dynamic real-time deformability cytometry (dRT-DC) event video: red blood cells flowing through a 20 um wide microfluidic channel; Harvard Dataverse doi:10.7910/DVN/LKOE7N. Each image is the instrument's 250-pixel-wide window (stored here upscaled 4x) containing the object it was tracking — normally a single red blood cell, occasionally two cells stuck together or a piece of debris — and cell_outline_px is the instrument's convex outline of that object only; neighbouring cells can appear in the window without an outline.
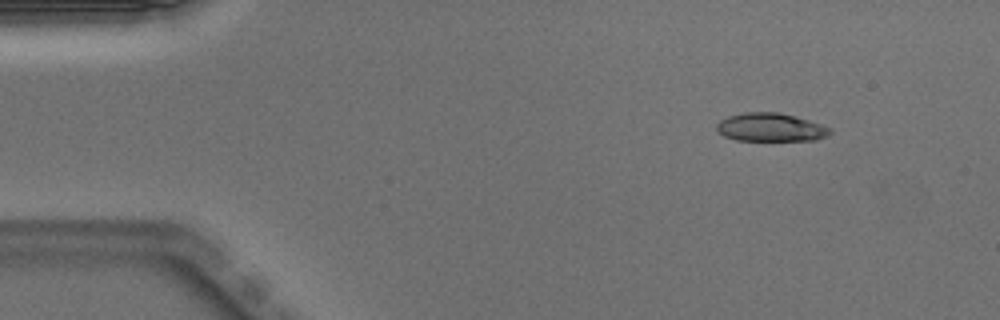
{"species": "Egyptian fruit bat (a non-hibernating species)", "species_latin": "Rousettus aegyptiacus", "temperature_condition": "warm", "stored_images_in_passage": 47, "camera_frame_rate_fps": 3000, "um_per_image_px": 0.085, "animal": {"sex": "male"}, "frame": {"image": 1, "passage_image": 3, "time_ms": 0.667, "image_size_px": [1000, 320], "cell_outline_px": [[832, 132], [816, 140], [736, 140], [724, 136], [716, 128], [716, 124], [720, 120], [728, 116], [744, 112], [780, 112], [796, 116], [832, 128]], "centroid_in_image_um": [65.49, 10.81], "position_along_channel_um": 19.5, "area_um2": 18.67}}
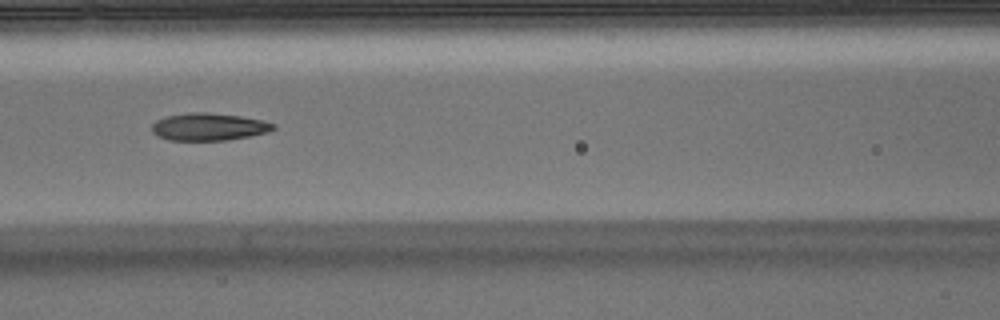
{"frame": {"image": 2, "passage_image": 19, "time_ms": 6.0, "image_size_px": [1000, 320], "cell_outline_px": [[276, 128], [268, 132], [228, 140], [168, 140], [156, 136], [152, 132], [152, 124], [156, 120], [168, 116], [188, 112], [208, 112], [240, 116], [264, 120], [276, 124]], "centroid_in_image_um": [17.75, 10.77], "position_along_channel_um": 148.9, "area_um2": 19.54}}
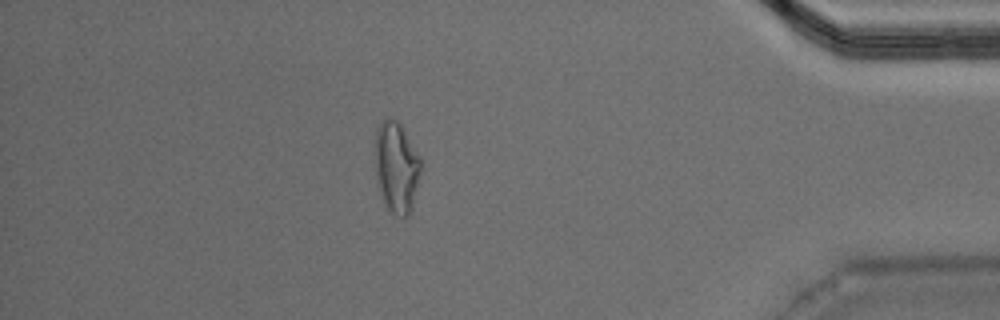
{"frame": {"image": 3, "passage_image": 41, "time_ms": 13.333, "image_size_px": [1000, 320], "cell_outline_px": [[420, 168], [412, 208], [408, 216], [400, 216], [392, 212], [388, 208], [376, 184], [376, 128], [388, 116], [396, 120], [400, 124], [420, 156]], "centroid_in_image_um": [33.69, 14.19], "position_along_channel_um": 401.5, "area_um2": 23.76}, "authors_computed_cell_mechanics": {"area_um2": 19.8832, "velocity_mm_per_s": 4.0039, "shape_relaxation_time_tau1_ms": null, "shape_relaxation_time_tau2_ms": 2.2571, "deformation_change_tau1": null, "deformation_change_tau2": 0.1084}}